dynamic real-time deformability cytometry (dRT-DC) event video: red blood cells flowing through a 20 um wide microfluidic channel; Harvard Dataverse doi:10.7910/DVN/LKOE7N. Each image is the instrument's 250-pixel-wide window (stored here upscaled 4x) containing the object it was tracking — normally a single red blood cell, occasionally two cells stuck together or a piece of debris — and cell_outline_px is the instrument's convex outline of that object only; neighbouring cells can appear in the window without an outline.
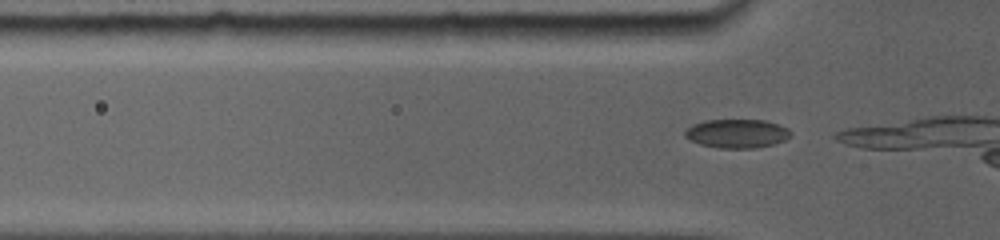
{"species": "common noctule bat (a hibernating species)", "species_latin": "Nyctalus noctula", "temperature_condition": "room temperature", "stored_images_in_passage": 7, "camera_frame_rate_fps": 5000, "um_per_image_px": 0.085, "animal": {"sex": "female", "body_mass_g": 19.0, "forearm_length_mm": 56.7}, "frame": {"image": 1, "passage_image": 2, "time_ms": 0.2, "image_size_px": [1000, 240], "cell_outline_px": [[788, 136], [784, 140], [772, 144], [752, 148], [720, 148], [700, 144], [684, 136], [684, 132], [692, 124], [708, 120], [764, 120], [776, 124], [784, 128], [788, 132]], "centroid_in_image_um": [62.56, 11.35], "position_along_channel_um": 63.2, "area_um2": 17.22}}